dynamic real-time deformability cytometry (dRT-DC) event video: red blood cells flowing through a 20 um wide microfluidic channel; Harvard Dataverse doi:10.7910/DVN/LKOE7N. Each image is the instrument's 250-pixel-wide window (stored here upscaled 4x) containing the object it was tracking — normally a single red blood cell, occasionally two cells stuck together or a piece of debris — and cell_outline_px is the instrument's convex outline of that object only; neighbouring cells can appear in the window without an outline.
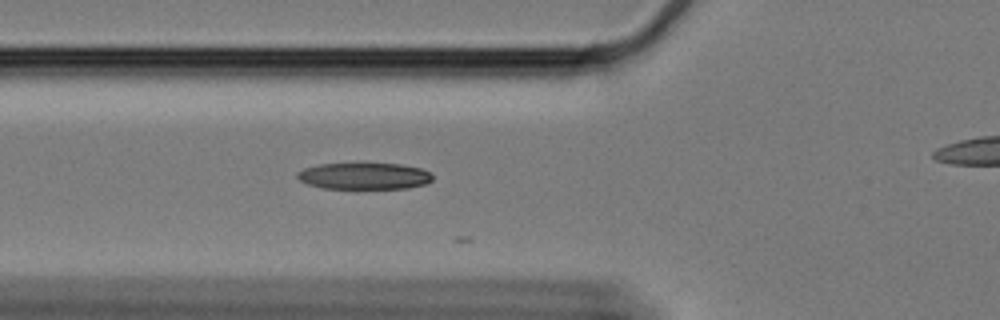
{"species": "Egyptian fruit bat (a non-hibernating species)", "species_latin": "Rousettus aegyptiacus", "temperature_condition": "cold", "stored_images_in_passage": 13, "camera_frame_rate_fps": 3000, "um_per_image_px": 0.085, "animal": {"sex": "female"}, "frame": {"image": 1, "passage_image": 9, "time_ms": 2.667, "image_size_px": [1000, 320], "cell_outline_px": [[432, 180], [424, 184], [408, 188], [356, 192], [324, 188], [308, 184], [300, 180], [296, 176], [296, 172], [304, 168], [320, 164], [400, 164], [420, 168], [428, 172], [432, 176]], "centroid_in_image_um": [30.92, 15.03], "position_along_channel_um": 94.9, "area_um2": 21.85}}
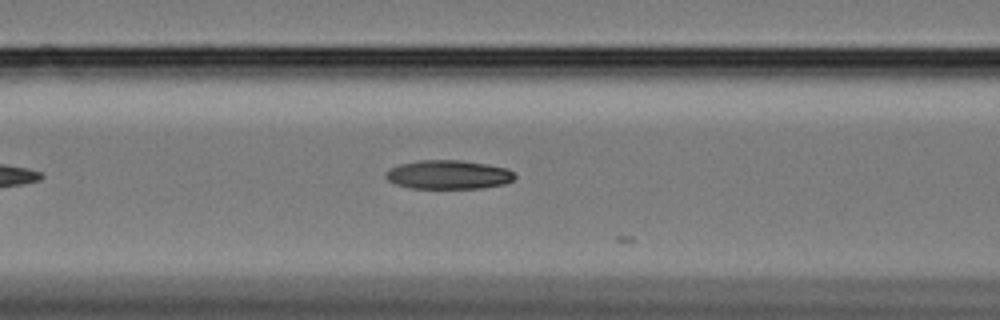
{"frame": {"image": 2, "passage_image": 12, "time_ms": 3.667, "image_size_px": [1000, 320], "cell_outline_px": [[516, 176], [512, 180], [504, 184], [480, 188], [408, 188], [396, 184], [388, 180], [384, 176], [388, 168], [400, 164], [420, 160], [460, 160], [488, 164], [508, 168]], "centroid_in_image_um": [38.09, 14.84], "position_along_channel_um": 128.5, "area_um2": 21.79}}